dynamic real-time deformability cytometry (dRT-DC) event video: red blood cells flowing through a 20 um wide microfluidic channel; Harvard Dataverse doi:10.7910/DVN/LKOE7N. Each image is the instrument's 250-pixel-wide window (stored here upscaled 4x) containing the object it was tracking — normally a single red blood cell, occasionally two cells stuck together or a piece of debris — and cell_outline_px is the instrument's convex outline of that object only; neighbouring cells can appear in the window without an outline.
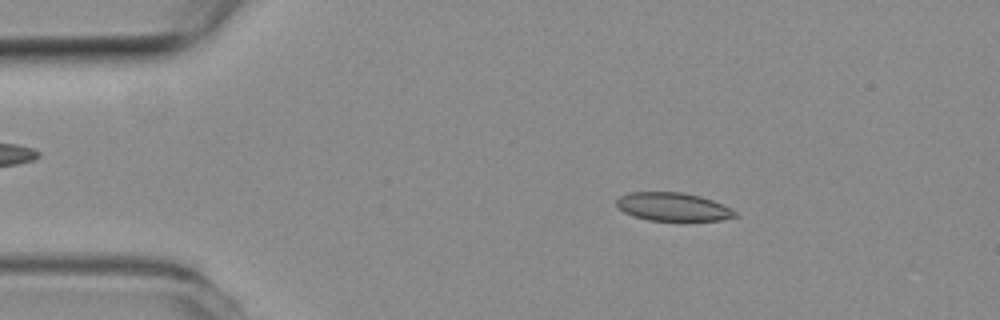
{"species": "common noctule bat (a hibernating species)", "species_latin": "Nyctalus noctula", "temperature_condition": "room temperature", "stored_images_in_passage": 53, "camera_frame_rate_fps": 3000, "um_per_image_px": 0.085, "animal": {"sex": "female", "body_mass_g": 19.3, "forearm_length_mm": 54.1}, "frame": {"image": 1, "passage_image": 8, "time_ms": 2.333, "image_size_px": [1000, 320], "cell_outline_px": [[736, 216], [720, 220], [648, 220], [632, 216], [624, 212], [616, 204], [616, 200], [620, 196], [632, 192], [680, 192], [700, 196], [712, 200], [736, 212]], "centroid_in_image_um": [57.15, 17.57], "position_along_channel_um": 27.9, "area_um2": 19.19}}
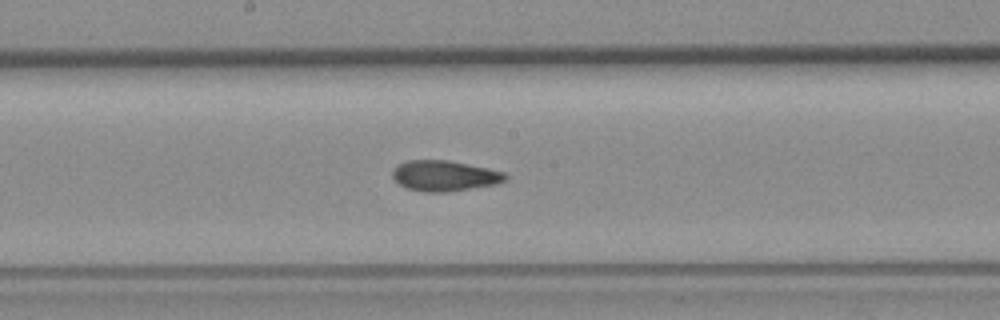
{"frame": {"image": 2, "passage_image": 27, "time_ms": 8.667, "image_size_px": [1000, 320], "cell_outline_px": [[508, 176], [504, 180], [496, 184], [448, 192], [424, 192], [408, 188], [400, 184], [392, 176], [392, 168], [396, 164], [408, 160], [448, 160], [488, 168], [504, 172]], "centroid_in_image_um": [37.75, 14.93], "position_along_channel_um": 210.4, "area_um2": 20.11}}
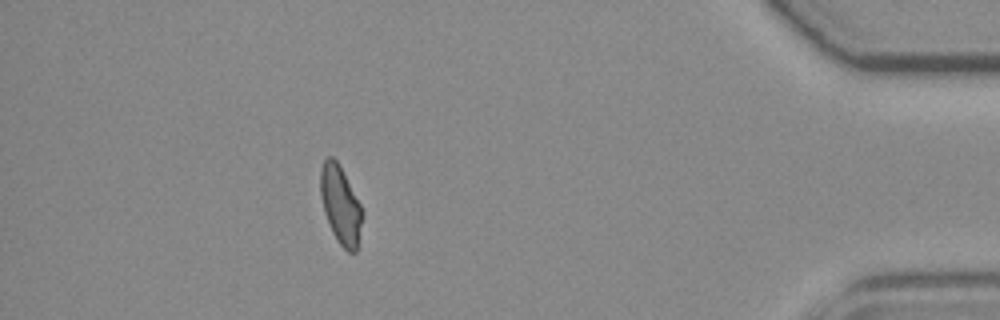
{"frame": {"image": 3, "passage_image": 47, "time_ms": 15.333, "image_size_px": [1000, 320], "cell_outline_px": [[360, 224], [356, 252], [348, 252], [336, 240], [328, 224], [324, 212], [320, 196], [320, 168], [324, 160], [328, 156], [332, 156], [340, 164], [360, 204]], "centroid_in_image_um": [28.89, 17.37], "position_along_channel_um": 406.3, "area_um2": 18.73}, "authors_computed_cell_mechanics": {"area_um2": 19.7098, "velocity_mm_per_s": 3.7713, "shape_relaxation_time_tau1_ms": null, "shape_relaxation_time_tau2_ms": 2.8951, "deformation_change_tau1": null, "deformation_change_tau2": 0.0939}}